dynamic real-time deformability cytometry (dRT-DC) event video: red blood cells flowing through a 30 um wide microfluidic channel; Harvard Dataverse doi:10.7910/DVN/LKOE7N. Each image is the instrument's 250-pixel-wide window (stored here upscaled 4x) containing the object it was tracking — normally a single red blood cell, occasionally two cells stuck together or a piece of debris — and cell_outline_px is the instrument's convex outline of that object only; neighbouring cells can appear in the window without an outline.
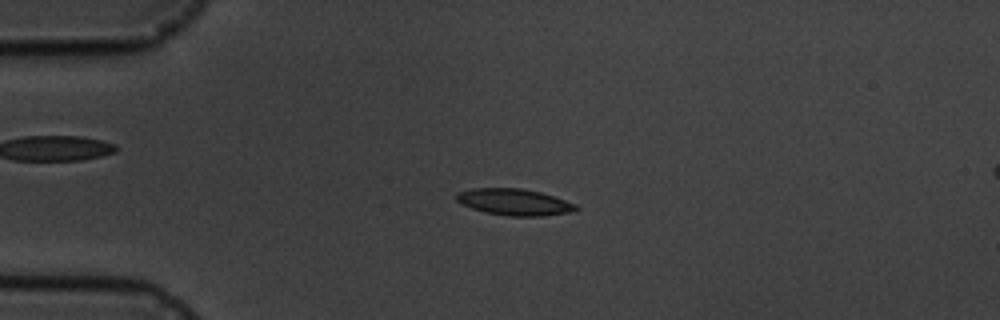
{"species": "common noctule bat (a hibernating species)", "species_latin": "Nyctalus noctula", "temperature_condition": "cold", "stored_images_in_passage": 6, "camera_frame_rate_fps": 3000, "um_per_image_px": 0.085, "animal": {"sex": "male", "body_mass_g": 19.5, "forearm_length_mm": 54.6}, "frame": {"image": 1, "passage_image": 4, "time_ms": 3.333, "image_size_px": [1000, 320], "cell_outline_px": [[580, 208], [568, 212], [544, 216], [508, 216], [484, 212], [460, 204], [456, 200], [456, 192], [472, 188], [524, 188], [540, 192], [576, 204]], "centroid_in_image_um": [43.66, 17.17], "position_along_channel_um": 41.3, "area_um2": 18.5}}
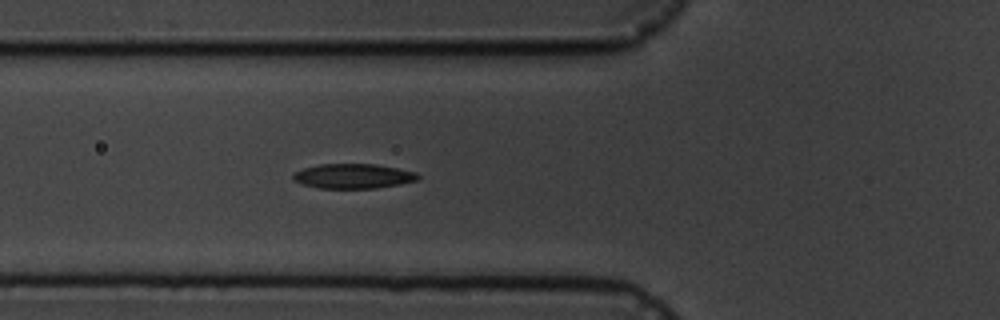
{"frame": {"image": 2, "passage_image": 6, "time_ms": 5.667, "image_size_px": [1000, 320], "cell_outline_px": [[420, 180], [400, 184], [376, 188], [320, 188], [300, 184], [292, 180], [292, 176], [296, 172], [304, 168], [320, 164], [376, 164], [416, 172], [420, 176]], "centroid_in_image_um": [30.03, 14.97], "position_along_channel_um": 95.8, "area_um2": 18.03}}